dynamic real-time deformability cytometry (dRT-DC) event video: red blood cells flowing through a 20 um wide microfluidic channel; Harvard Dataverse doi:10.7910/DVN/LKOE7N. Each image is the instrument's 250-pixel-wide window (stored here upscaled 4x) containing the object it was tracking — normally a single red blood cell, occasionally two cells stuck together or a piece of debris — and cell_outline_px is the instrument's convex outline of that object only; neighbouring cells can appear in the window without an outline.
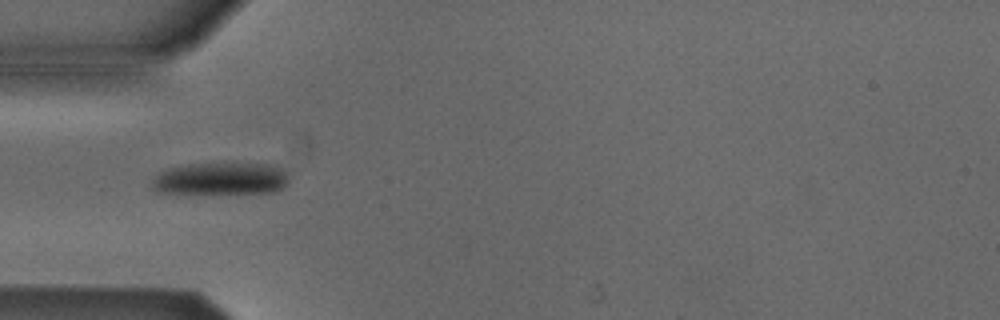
{"species": "Egyptian fruit bat (a non-hibernating species)", "species_latin": "Rousettus aegyptiacus", "temperature_condition": "cold", "stored_images_in_passage": 4, "camera_frame_rate_fps": 3000, "um_per_image_px": 0.085, "animal": {"sex": "male"}, "frame": {"image": 1, "passage_image": 4, "time_ms": 3.667, "image_size_px": [1000, 320], "cell_outline_px": [[288, 184], [276, 192], [156, 192], [152, 188], [152, 180], [160, 172], [168, 168], [188, 164], [268, 164], [280, 168], [288, 172]], "centroid_in_image_um": [18.79, 15.18], "position_along_channel_um": 66.2, "area_um2": 25.26}}